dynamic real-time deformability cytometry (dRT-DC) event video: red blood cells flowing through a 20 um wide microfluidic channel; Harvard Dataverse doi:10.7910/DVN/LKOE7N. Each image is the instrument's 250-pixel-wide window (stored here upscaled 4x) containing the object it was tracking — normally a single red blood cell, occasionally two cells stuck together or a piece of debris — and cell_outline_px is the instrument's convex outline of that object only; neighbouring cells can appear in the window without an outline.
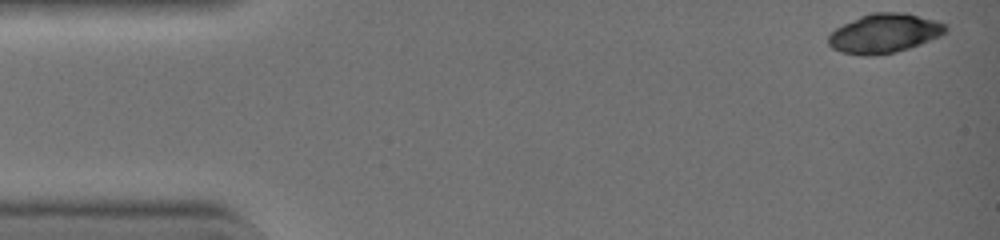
{"species": "common noctule bat (a hibernating species)", "species_latin": "Nyctalus noctula", "temperature_condition": "warm", "stored_images_in_passage": 42, "camera_frame_rate_fps": 3000, "um_per_image_px": 0.085, "animal": {"sex": "female", "body_mass_g": 19.0, "forearm_length_mm": 51.5}, "frame": {"image": 1, "passage_image": 1, "time_ms": 0.0, "image_size_px": [1000, 240], "cell_outline_px": [[948, 28], [940, 36], [920, 44], [908, 48], [892, 52], [872, 56], [860, 56], [840, 52], [832, 48], [828, 44], [828, 36], [836, 28], [860, 16], [872, 12], [908, 12], [936, 20], [948, 24]], "centroid_in_image_um": [75.17, 2.82], "position_along_channel_um": 9.8, "area_um2": 26.93}}
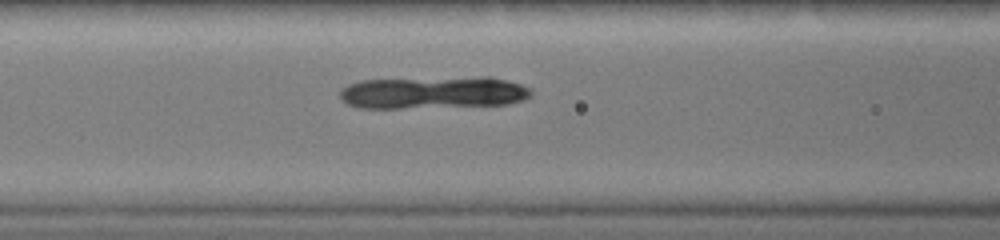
{"frame": {"image": 2, "passage_image": 17, "time_ms": 5.333, "image_size_px": [1000, 240], "cell_outline_px": [[532, 96], [508, 104], [400, 108], [360, 108], [348, 104], [340, 96], [340, 88], [348, 84], [360, 80], [480, 76], [492, 76], [508, 80], [532, 88]], "centroid_in_image_um": [36.84, 7.85], "position_along_channel_um": 129.8, "area_um2": 36.36}}
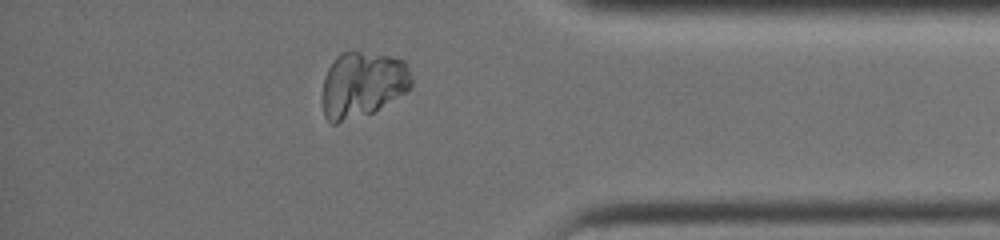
{"frame": {"image": 3, "passage_image": 36, "time_ms": 11.667, "image_size_px": [1000, 240], "cell_outline_px": [[412, 88], [408, 92], [372, 112], [336, 124], [332, 124], [324, 116], [324, 76], [328, 68], [336, 56], [340, 52], [352, 48], [388, 56], [404, 60], [408, 64], [412, 80]], "centroid_in_image_um": [30.84, 7.13], "position_along_channel_um": 404.4, "area_um2": 34.68}}